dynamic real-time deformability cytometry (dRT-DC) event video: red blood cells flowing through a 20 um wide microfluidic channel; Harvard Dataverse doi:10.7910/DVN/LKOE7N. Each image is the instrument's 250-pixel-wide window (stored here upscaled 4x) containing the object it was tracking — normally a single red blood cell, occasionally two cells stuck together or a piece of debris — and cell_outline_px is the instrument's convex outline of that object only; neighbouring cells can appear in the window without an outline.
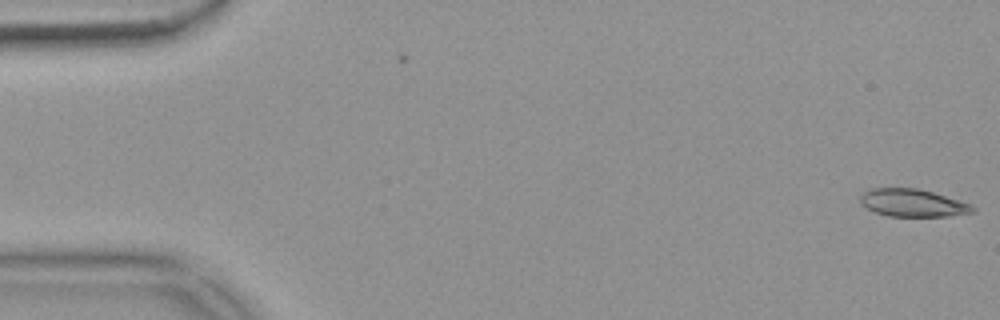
{"species": "common noctule bat (a hibernating species)", "species_latin": "Nyctalus noctula", "temperature_condition": "warm", "stored_images_in_passage": 54, "camera_frame_rate_fps": 3000, "um_per_image_px": 0.085, "animal": {"sex": "female", "body_mass_g": 18.4}, "frame": {"image": 1, "passage_image": 1, "time_ms": 0.0, "image_size_px": [1000, 320], "cell_outline_px": [[976, 212], [948, 216], [888, 216], [864, 208], [860, 204], [860, 196], [864, 192], [872, 188], [916, 188], [932, 192], [972, 204], [976, 208]], "centroid_in_image_um": [77.58, 17.25], "position_along_channel_um": 7.4, "area_um2": 18.15}}
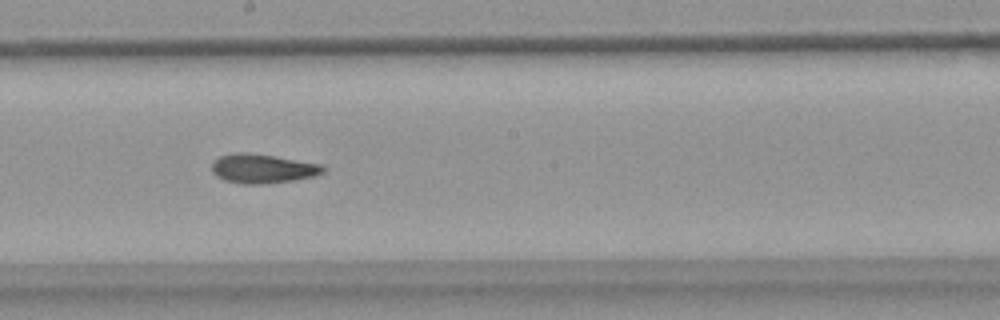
{"frame": {"image": 2, "passage_image": 30, "time_ms": 9.667, "image_size_px": [1000, 320], "cell_outline_px": [[324, 172], [312, 176], [292, 180], [260, 184], [244, 184], [224, 180], [216, 176], [212, 172], [212, 164], [220, 156], [232, 152], [244, 152], [272, 156], [320, 164], [324, 168]], "centroid_in_image_um": [22.26, 14.33], "position_along_channel_um": 225.9, "area_um2": 18.55}}
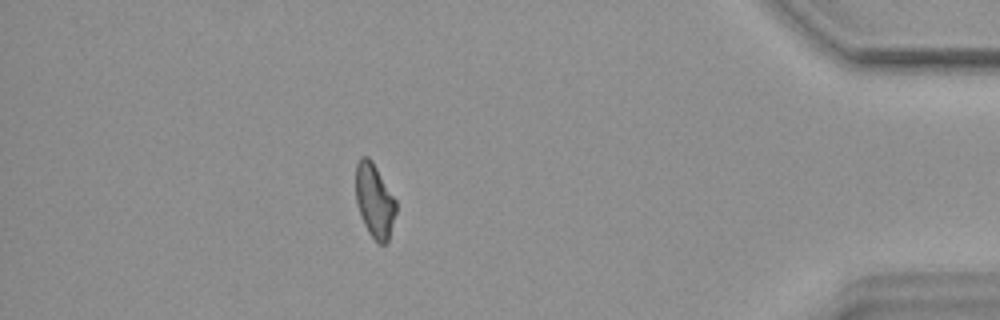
{"frame": {"image": 3, "passage_image": 48, "time_ms": 15.667, "image_size_px": [1000, 320], "cell_outline_px": [[396, 212], [388, 240], [384, 244], [380, 244], [368, 232], [364, 224], [356, 204], [356, 164], [360, 156], [368, 156], [372, 160], [396, 200]], "centroid_in_image_um": [31.82, 17.03], "position_along_channel_um": 403.4, "area_um2": 17.28}, "authors_computed_cell_mechanics": {"area_um2": 18.5249, "velocity_mm_per_s": 3.7129, "shape_relaxation_time_tau1_ms": null, "shape_relaxation_time_tau2_ms": 3.5271, "deformation_change_tau1": null, "deformation_change_tau2": 0.1027}}